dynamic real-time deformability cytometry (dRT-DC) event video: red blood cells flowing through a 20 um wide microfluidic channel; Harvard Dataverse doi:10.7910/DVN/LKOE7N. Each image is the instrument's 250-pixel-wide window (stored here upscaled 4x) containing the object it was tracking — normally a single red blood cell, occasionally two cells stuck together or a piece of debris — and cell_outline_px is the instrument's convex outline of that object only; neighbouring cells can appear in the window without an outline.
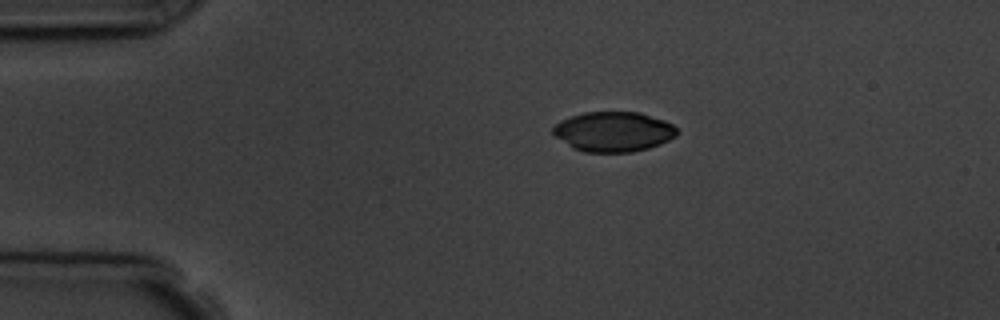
{"species": "common noctule bat (a hibernating species)", "species_latin": "Nyctalus noctula", "temperature_condition": "room temperature", "stored_images_in_passage": 3, "camera_frame_rate_fps": 3000, "um_per_image_px": 0.085, "animal": {"sex": "male", "body_mass_g": 19.5, "forearm_length_mm": 54.6}, "frame": {"image": 1, "passage_image": 1, "time_ms": 0.0, "image_size_px": [1000, 320], "cell_outline_px": [[680, 132], [676, 136], [660, 144], [648, 148], [632, 152], [584, 152], [572, 148], [556, 136], [552, 132], [552, 128], [560, 120], [584, 112], [640, 112], [664, 120], [672, 124]], "centroid_in_image_um": [52.16, 11.19], "position_along_channel_um": 32.8, "area_um2": 28.9}}
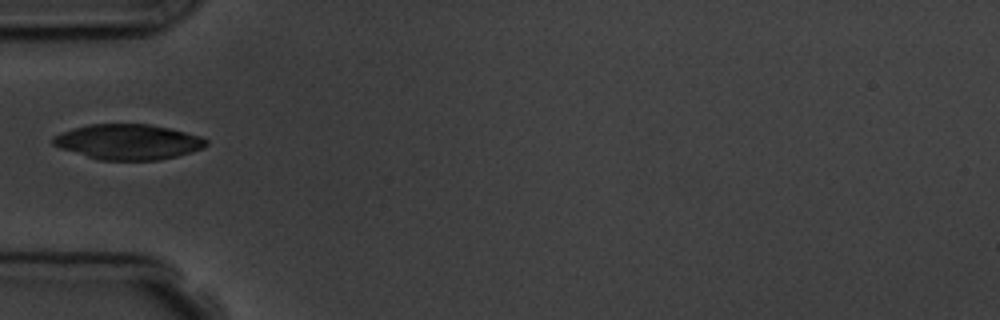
{"frame": {"image": 2, "passage_image": 3, "time_ms": 2.333, "image_size_px": [1000, 320], "cell_outline_px": [[208, 144], [204, 148], [192, 152], [176, 156], [156, 160], [100, 160], [60, 148], [52, 144], [52, 136], [72, 128], [88, 124], [152, 124], [200, 136], [208, 140]], "centroid_in_image_um": [10.89, 12.05], "position_along_channel_um": 74.1, "area_um2": 31.5}}